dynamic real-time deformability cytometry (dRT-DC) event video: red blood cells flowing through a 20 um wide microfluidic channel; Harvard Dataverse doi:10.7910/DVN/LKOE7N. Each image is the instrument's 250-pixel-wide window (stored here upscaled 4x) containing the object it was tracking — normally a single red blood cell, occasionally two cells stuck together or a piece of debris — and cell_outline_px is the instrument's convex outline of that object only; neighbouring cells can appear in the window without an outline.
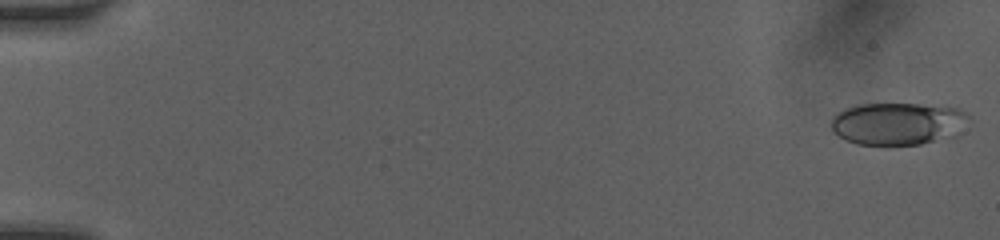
{"species": "human", "species_latin": "Homo sapiens", "temperature_condition": "room temperature", "stored_images_in_passage": 23, "camera_frame_rate_fps": 3000, "um_per_image_px": 0.085, "donor": {"sex": "female"}, "frame": {"image": 1, "passage_image": 1, "time_ms": 0.0, "image_size_px": [1000, 240], "cell_outline_px": [[968, 116], [940, 136], [932, 140], [920, 144], [856, 144], [844, 140], [832, 132], [832, 116], [844, 108], [856, 104], [920, 104], [960, 108], [968, 112]], "centroid_in_image_um": [76.06, 10.46], "position_along_channel_um": 8.9, "area_um2": 32.48}}
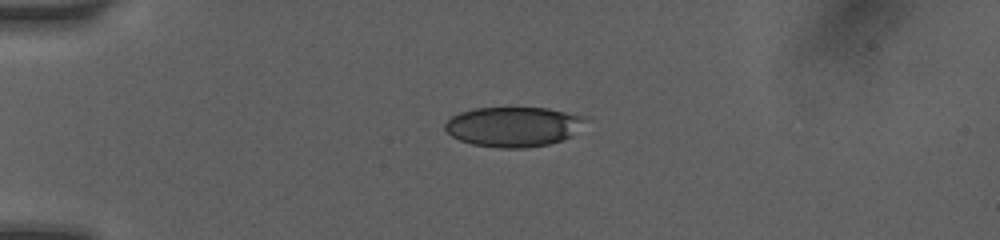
{"frame": {"image": 2, "passage_image": 13, "time_ms": 4.0, "image_size_px": [1000, 240], "cell_outline_px": [[588, 120], [572, 136], [564, 140], [548, 144], [524, 148], [500, 148], [472, 144], [460, 140], [452, 136], [444, 128], [444, 124], [452, 116], [460, 112], [476, 108], [548, 108], [588, 116]], "centroid_in_image_um": [43.69, 10.76], "position_along_channel_um": 41.3, "area_um2": 32.83}}
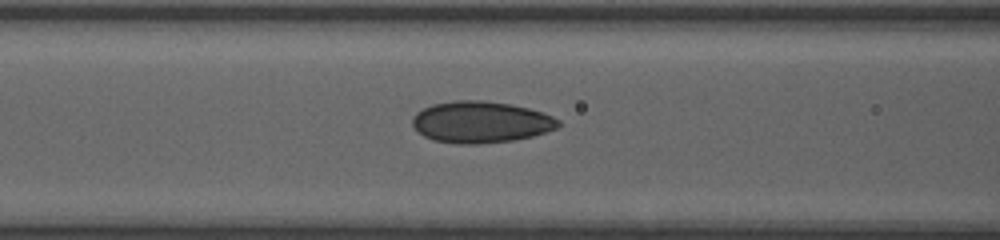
{"frame": {"image": 3, "passage_image": 23, "time_ms": 7.0, "image_size_px": [1000, 240], "cell_outline_px": [[560, 124], [556, 128], [532, 136], [512, 140], [480, 144], [460, 144], [432, 140], [424, 136], [412, 124], [412, 116], [416, 112], [432, 104], [456, 100], [484, 100], [508, 104], [528, 108], [544, 112], [560, 120]], "centroid_in_image_um": [40.85, 10.37], "position_along_channel_um": 125.7, "area_um2": 35.26}}